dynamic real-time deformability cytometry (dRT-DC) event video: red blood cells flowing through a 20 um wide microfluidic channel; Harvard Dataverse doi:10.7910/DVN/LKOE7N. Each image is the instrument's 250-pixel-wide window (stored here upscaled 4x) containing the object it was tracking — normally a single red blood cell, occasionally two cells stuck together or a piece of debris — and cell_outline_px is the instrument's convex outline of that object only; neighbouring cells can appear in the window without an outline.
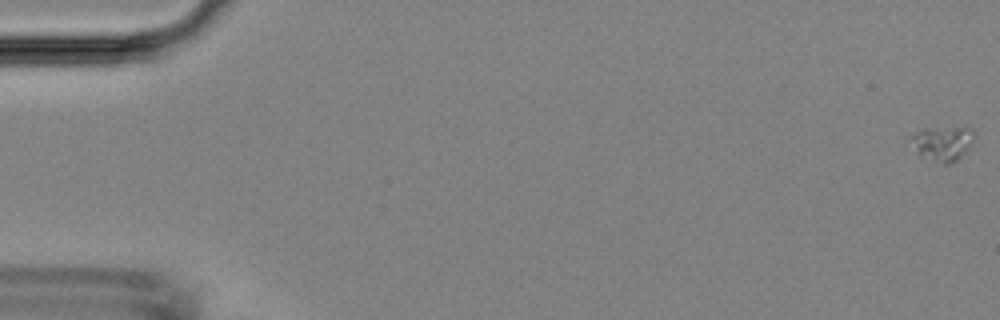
{"species": "Egyptian fruit bat (a non-hibernating species)", "species_latin": "Rousettus aegyptiacus", "temperature_condition": "room temperature", "stored_images_in_passage": 5, "camera_frame_rate_fps": 3000, "um_per_image_px": 0.085, "animal": {"sex": "female"}, "frame": {"image": 1, "passage_image": 1, "time_ms": 0.0, "image_size_px": [1000, 320], "cell_outline_px": [[976, 136], [972, 144], [956, 160], [948, 164], [944, 164], [920, 156], [916, 148], [912, 136], [916, 132], [924, 128], [964, 124], [972, 128], [976, 132]], "centroid_in_image_um": [80.24, 12.1], "position_along_channel_um": 4.8, "area_um2": 13.12}}
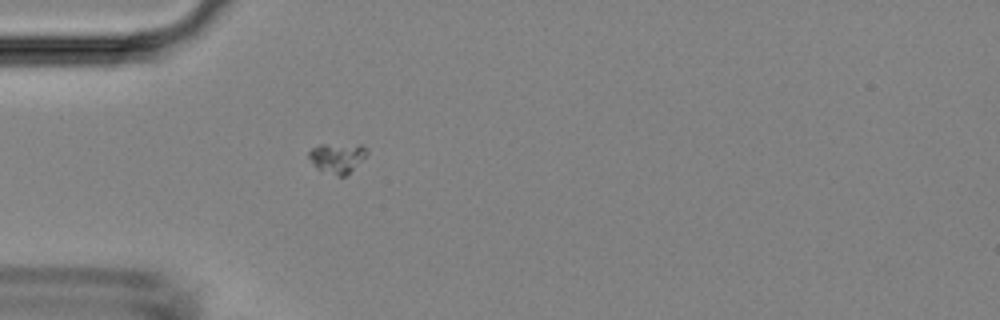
{"frame": {"image": 2, "passage_image": 5, "time_ms": 5.0, "image_size_px": [1000, 320], "cell_outline_px": [[368, 152], [344, 176], [336, 176], [320, 172], [316, 168], [308, 156], [308, 152], [312, 148], [320, 144], [364, 144], [368, 148]], "centroid_in_image_um": [28.63, 13.4], "position_along_channel_um": 56.4, "area_um2": 10.23}}